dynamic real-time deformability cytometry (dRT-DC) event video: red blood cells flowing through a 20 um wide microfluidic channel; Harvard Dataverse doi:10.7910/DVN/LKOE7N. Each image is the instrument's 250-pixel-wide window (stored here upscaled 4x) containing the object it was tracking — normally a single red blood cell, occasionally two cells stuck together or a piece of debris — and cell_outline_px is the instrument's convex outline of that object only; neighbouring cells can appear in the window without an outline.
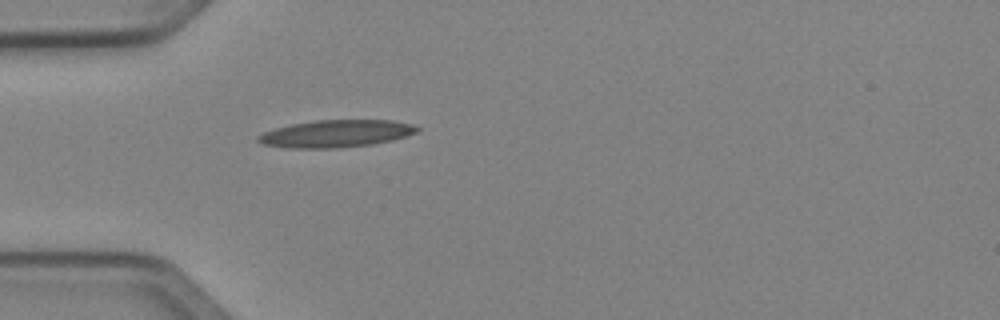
{"species": "Egyptian fruit bat (a non-hibernating species)", "species_latin": "Rousettus aegyptiacus", "temperature_condition": "cold", "stored_images_in_passage": 36, "camera_frame_rate_fps": 3000, "um_per_image_px": 0.085, "animal": {"sex": "female"}, "frame": {"image": 1, "passage_image": 1, "time_ms": 0.0, "image_size_px": [1000, 320], "cell_outline_px": [[420, 128], [416, 132], [392, 140], [372, 144], [332, 148], [288, 148], [264, 144], [256, 140], [256, 136], [264, 132], [276, 128], [292, 124], [312, 120], [392, 120], [412, 124]], "centroid_in_image_um": [28.54, 11.35], "position_along_channel_um": 56.5, "area_um2": 25.14}}
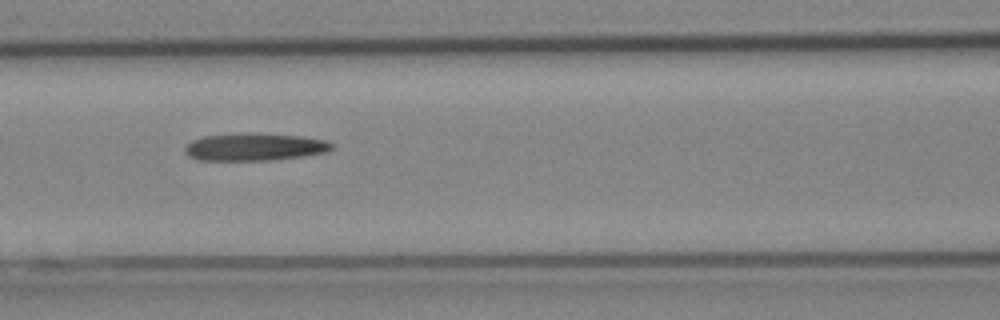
{"frame": {"image": 2, "passage_image": 8, "time_ms": 2.333, "image_size_px": [1000, 320], "cell_outline_px": [[336, 144], [328, 152], [304, 156], [272, 160], [200, 160], [188, 156], [184, 152], [184, 148], [192, 140], [204, 136], [244, 132], [256, 132], [304, 136], [328, 140]], "centroid_in_image_um": [21.7, 12.47], "position_along_channel_um": 144.9, "area_um2": 24.1}}
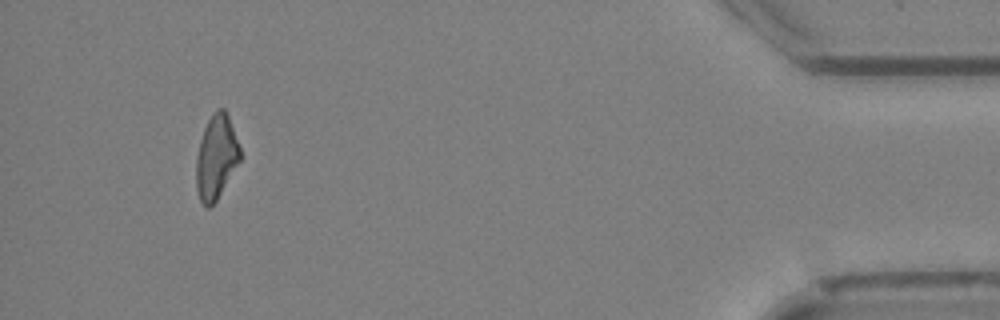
{"frame": {"image": 3, "passage_image": 33, "time_ms": 10.667, "image_size_px": [1000, 320], "cell_outline_px": [[240, 160], [216, 200], [208, 208], [204, 208], [200, 200], [196, 188], [196, 156], [200, 140], [204, 128], [208, 120], [216, 108], [224, 108], [228, 116], [240, 144]], "centroid_in_image_um": [18.37, 13.34], "position_along_channel_um": 416.8, "area_um2": 21.44}, "authors_computed_cell_mechanics": {"area_um2": 23.0333, "velocity_mm_per_s": 4.0717, "shape_relaxation_time_tau1_ms": null, "shape_relaxation_time_tau2_ms": 8.5565, "deformation_change_tau1": null, "deformation_change_tau2": 0.2812}}